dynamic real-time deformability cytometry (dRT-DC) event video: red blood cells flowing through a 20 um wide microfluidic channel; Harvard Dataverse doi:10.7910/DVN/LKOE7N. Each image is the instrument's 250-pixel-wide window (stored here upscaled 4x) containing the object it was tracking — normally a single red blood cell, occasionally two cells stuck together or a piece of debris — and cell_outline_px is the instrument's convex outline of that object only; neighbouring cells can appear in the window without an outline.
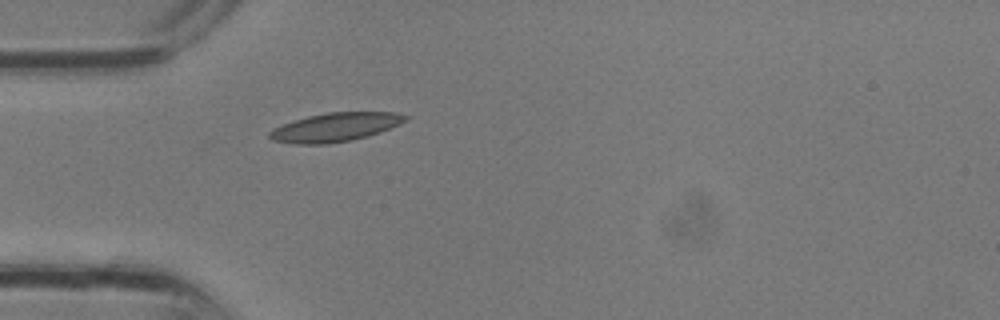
{"species": "common noctule bat (a hibernating species)", "species_latin": "Nyctalus noctula", "temperature_condition": "room temperature", "stored_images_in_passage": 1, "camera_frame_rate_fps": 3000, "um_per_image_px": 0.085, "animal": {"sex": "male", "body_mass_g": 13.3}, "frame": {"image": 1, "passage_image": 1, "time_ms": 0.0, "image_size_px": [1000, 320], "cell_outline_px": [[408, 116], [400, 124], [380, 132], [368, 136], [352, 140], [328, 144], [296, 144], [272, 140], [268, 136], [268, 132], [272, 128], [308, 116], [328, 112], [392, 112]], "centroid_in_image_um": [28.47, 10.82], "position_along_channel_um": 56.5, "area_um2": 22.6}}